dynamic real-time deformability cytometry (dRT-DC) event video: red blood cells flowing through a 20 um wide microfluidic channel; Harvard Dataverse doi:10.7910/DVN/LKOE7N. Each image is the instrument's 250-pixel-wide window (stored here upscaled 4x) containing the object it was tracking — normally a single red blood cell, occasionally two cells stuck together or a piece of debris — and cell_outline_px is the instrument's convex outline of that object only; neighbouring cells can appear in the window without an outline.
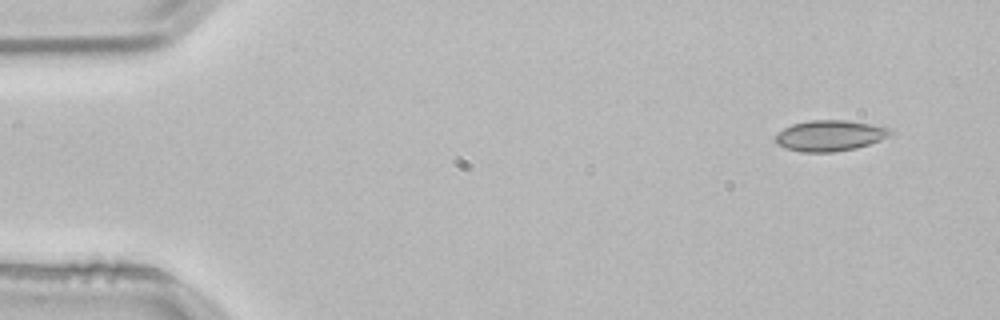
{"species": "common noctule bat (a hibernating species)", "species_latin": "Nyctalus noctula", "temperature_condition": "room temperature", "stored_images_in_passage": 3, "camera_frame_rate_fps": 3000, "um_per_image_px": 0.085, "animal": {"sex": "male", "body_mass_g": 21.5, "forearm_length_mm": 52.0}, "frame": {"image": 1, "passage_image": 1, "time_ms": 0.0, "image_size_px": [1000, 320], "cell_outline_px": [[888, 136], [880, 140], [856, 148], [832, 152], [800, 152], [784, 148], [776, 144], [776, 132], [792, 124], [812, 120], [848, 120], [888, 128]], "centroid_in_image_um": [70.44, 11.54], "position_along_channel_um": 14.6, "area_um2": 20.4}}